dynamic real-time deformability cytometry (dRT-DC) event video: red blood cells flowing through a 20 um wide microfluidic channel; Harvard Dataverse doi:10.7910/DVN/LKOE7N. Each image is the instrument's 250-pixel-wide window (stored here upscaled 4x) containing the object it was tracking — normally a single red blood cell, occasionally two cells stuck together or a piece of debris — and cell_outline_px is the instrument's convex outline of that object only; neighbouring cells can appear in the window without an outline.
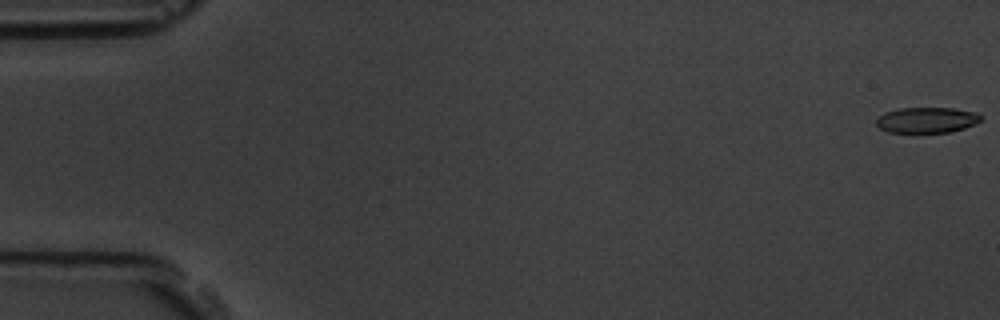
{"species": "common noctule bat (a hibernating species)", "species_latin": "Nyctalus noctula", "temperature_condition": "room temperature", "stored_images_in_passage": 8, "camera_frame_rate_fps": 3000, "um_per_image_px": 0.085, "animal": {"sex": "male", "body_mass_g": 19.5, "forearm_length_mm": 54.6}, "frame": {"image": 1, "passage_image": 1, "time_ms": 0.0, "image_size_px": [1000, 320], "cell_outline_px": [[984, 116], [976, 124], [964, 128], [948, 132], [888, 132], [880, 128], [876, 124], [876, 120], [884, 112], [900, 108], [952, 108], [976, 112]], "centroid_in_image_um": [78.8, 10.19], "position_along_channel_um": 6.2, "area_um2": 15.61}}
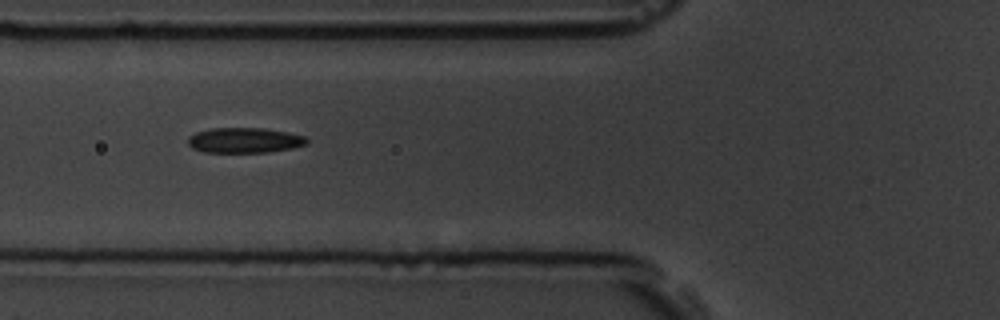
{"frame": {"image": 2, "passage_image": 6, "time_ms": 6.667, "image_size_px": [1000, 320], "cell_outline_px": [[308, 144], [292, 148], [268, 152], [204, 152], [192, 148], [188, 144], [188, 136], [196, 132], [212, 128], [264, 128], [288, 132], [304, 136], [308, 140]], "centroid_in_image_um": [20.78, 11.92], "position_along_channel_um": 105.0, "area_um2": 17.51}}
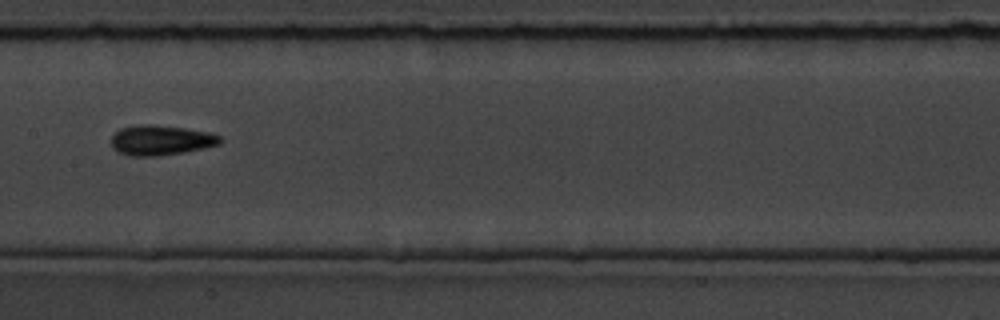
{"frame": {"image": 3, "passage_image": 8, "time_ms": 9.0, "image_size_px": [1000, 320], "cell_outline_px": [[224, 140], [220, 144], [204, 148], [184, 152], [156, 156], [128, 156], [116, 152], [112, 148], [112, 136], [120, 128], [140, 124], [152, 124], [184, 128], [208, 132], [220, 136]], "centroid_in_image_um": [13.66, 11.92], "position_along_channel_um": 193.7, "area_um2": 19.19}}